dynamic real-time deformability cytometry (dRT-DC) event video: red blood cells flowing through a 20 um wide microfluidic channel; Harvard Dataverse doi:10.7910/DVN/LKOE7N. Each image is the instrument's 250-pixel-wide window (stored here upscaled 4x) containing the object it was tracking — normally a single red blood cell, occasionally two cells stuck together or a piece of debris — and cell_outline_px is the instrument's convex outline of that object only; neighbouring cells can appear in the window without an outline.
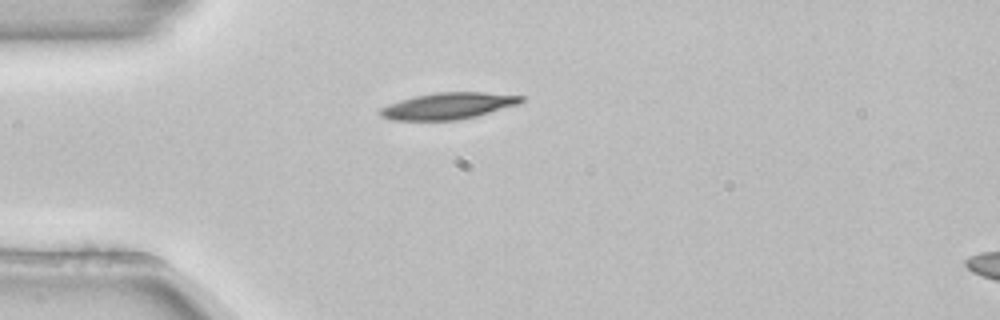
{"species": "common noctule bat (a hibernating species)", "species_latin": "Nyctalus noctula", "temperature_condition": "room temperature", "stored_images_in_passage": 35, "camera_frame_rate_fps": 3000, "um_per_image_px": 0.085, "animal": {"sex": "female", "body_mass_g": 22.7, "forearm_length_mm": 54.2}, "frame": {"image": 1, "passage_image": 1, "time_ms": 0.0, "image_size_px": [1000, 320], "cell_outline_px": [[524, 100], [520, 104], [476, 116], [456, 120], [392, 120], [380, 116], [376, 112], [380, 108], [388, 104], [400, 100], [416, 96], [436, 92], [484, 92], [524, 96]], "centroid_in_image_um": [38.08, 9.0], "position_along_channel_um": 46.9, "area_um2": 21.85}}
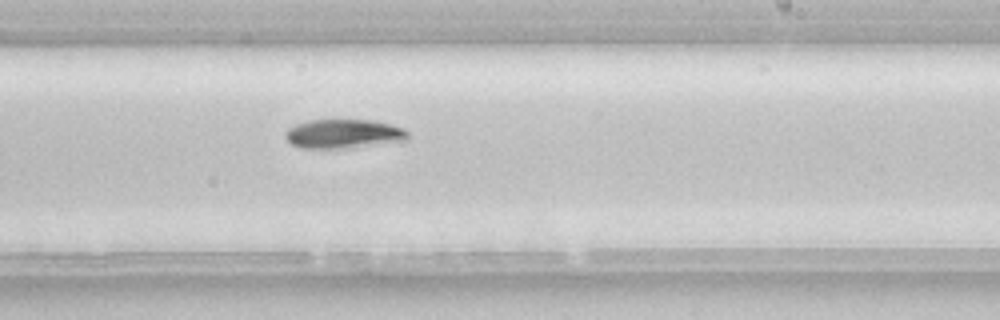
{"frame": {"image": 2, "passage_image": 19, "time_ms": 6.0, "image_size_px": [1000, 320], "cell_outline_px": [[408, 140], [348, 148], [300, 148], [292, 144], [284, 136], [284, 132], [288, 128], [296, 124], [308, 120], [368, 120], [388, 124], [404, 128], [408, 132]], "centroid_in_image_um": [29.17, 11.38], "position_along_channel_um": 259.8, "area_um2": 20.69}}
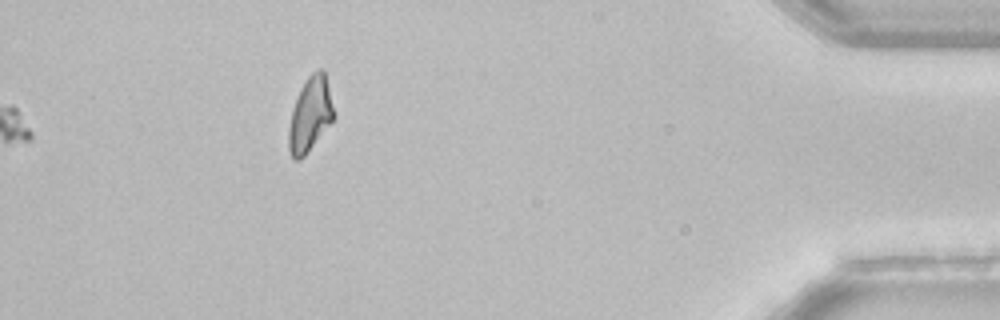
{"frame": {"image": 3, "passage_image": 35, "time_ms": 11.333, "image_size_px": [1000, 320], "cell_outline_px": [[336, 116], [304, 156], [300, 160], [292, 160], [288, 148], [288, 128], [292, 108], [300, 88], [308, 76], [312, 72], [320, 68], [324, 68]], "centroid_in_image_um": [26.35, 9.71], "position_along_channel_um": 408.8, "area_um2": 19.77}, "authors_computed_cell_mechanics": {"area_um2": 21.8484, "velocity_mm_per_s": 3.8459, "shape_relaxation_time_tau1_ms": 2.2265, "shape_relaxation_time_tau2_ms": null, "deformation_change_tau1": 0.12, "deformation_change_tau2": null}}